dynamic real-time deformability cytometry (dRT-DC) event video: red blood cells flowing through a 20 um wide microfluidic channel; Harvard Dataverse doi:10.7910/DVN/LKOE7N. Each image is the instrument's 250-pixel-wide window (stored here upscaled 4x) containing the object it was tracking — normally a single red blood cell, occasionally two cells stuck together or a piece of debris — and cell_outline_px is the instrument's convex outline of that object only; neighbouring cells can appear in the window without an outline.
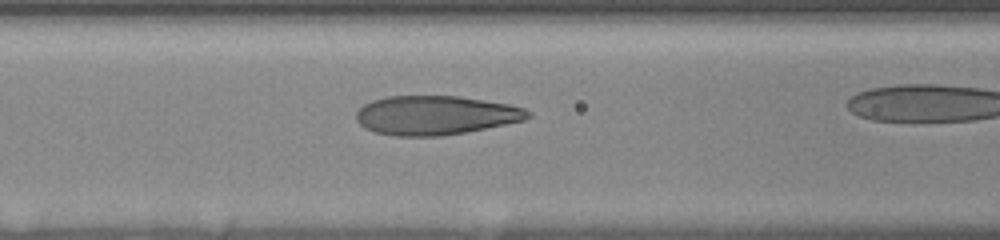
{"species": "human", "species_latin": "Homo sapiens", "temperature_condition": "room temperature", "stored_images_in_passage": 24, "camera_frame_rate_fps": 3000, "um_per_image_px": 0.085, "donor": {"sex": "female"}, "frame": {"image": 1, "passage_image": 3, "time_ms": 0.667, "image_size_px": [1000, 240], "cell_outline_px": [[532, 116], [524, 120], [444, 136], [396, 136], [376, 132], [364, 128], [356, 120], [356, 112], [364, 104], [372, 100], [384, 96], [460, 96], [508, 104], [524, 108], [532, 112]], "centroid_in_image_um": [37.0, 9.79], "position_along_channel_um": 129.6, "area_um2": 39.13}}
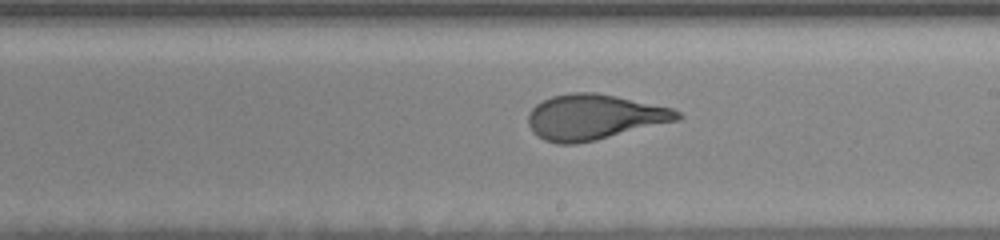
{"frame": {"image": 2, "passage_image": 12, "time_ms": 3.667, "image_size_px": [1000, 240], "cell_outline_px": [[684, 116], [680, 120], [596, 140], [576, 144], [556, 144], [544, 140], [532, 132], [528, 124], [528, 116], [532, 108], [536, 104], [552, 96], [572, 92], [596, 92], [616, 96], [672, 108], [680, 112]], "centroid_in_image_um": [50.5, 9.95], "position_along_channel_um": 238.5, "area_um2": 39.54}}
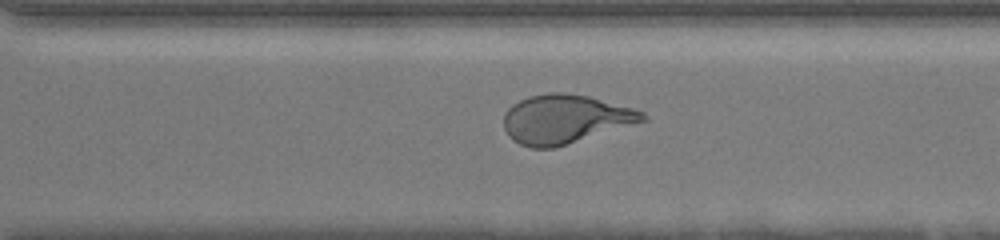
{"frame": {"image": 3, "passage_image": 19, "time_ms": 6.0, "image_size_px": [1000, 240], "cell_outline_px": [[648, 120], [552, 148], [532, 148], [520, 144], [512, 140], [508, 136], [504, 128], [504, 112], [512, 104], [528, 96], [552, 92], [564, 92], [588, 96], [632, 108], [644, 112], [648, 116]], "centroid_in_image_um": [48.01, 10.11], "position_along_channel_um": 322.6, "area_um2": 39.36}}